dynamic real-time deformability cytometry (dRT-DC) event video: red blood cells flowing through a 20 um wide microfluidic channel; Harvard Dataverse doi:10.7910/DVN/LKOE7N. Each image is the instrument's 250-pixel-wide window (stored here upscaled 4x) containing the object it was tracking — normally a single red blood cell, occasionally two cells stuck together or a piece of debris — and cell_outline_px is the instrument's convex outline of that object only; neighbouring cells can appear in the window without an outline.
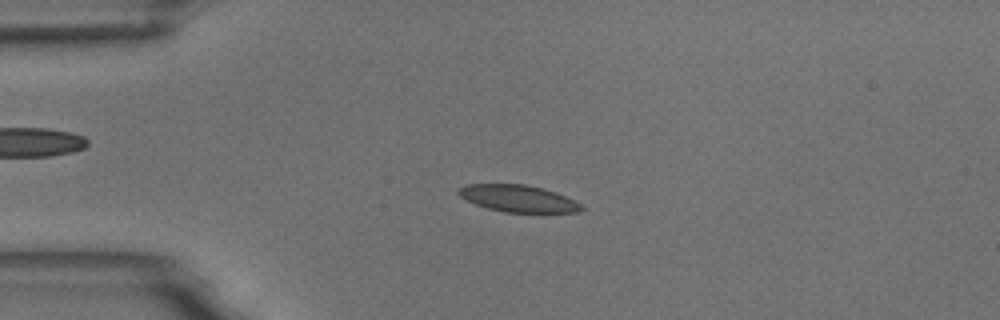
{"species": "common noctule bat (a hibernating species)", "species_latin": "Nyctalus noctula", "temperature_condition": "room temperature", "stored_images_in_passage": 55, "camera_frame_rate_fps": 3000, "um_per_image_px": 0.085, "animal": {"sex": "male", "body_mass_g": 18.8}, "frame": {"image": 1, "passage_image": 13, "time_ms": 4.0, "image_size_px": [1000, 320], "cell_outline_px": [[584, 208], [580, 212], [504, 212], [488, 208], [476, 204], [460, 196], [456, 192], [464, 184], [524, 184], [556, 192], [580, 204]], "centroid_in_image_um": [44.02, 16.87], "position_along_channel_um": 41.0, "area_um2": 18.96}}
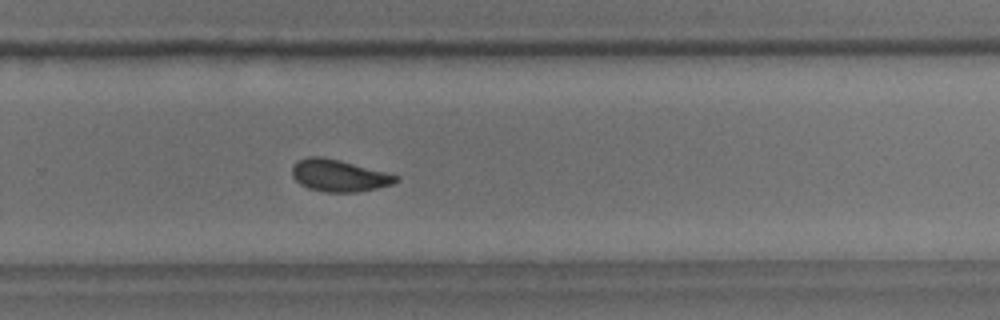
{"frame": {"image": 2, "passage_image": 36, "time_ms": 11.667, "image_size_px": [1000, 320], "cell_outline_px": [[400, 180], [392, 184], [360, 192], [324, 192], [308, 188], [300, 184], [292, 176], [292, 164], [308, 156], [320, 156], [340, 160], [400, 176]], "centroid_in_image_um": [28.8, 14.93], "position_along_channel_um": 301.0, "area_um2": 19.36}}
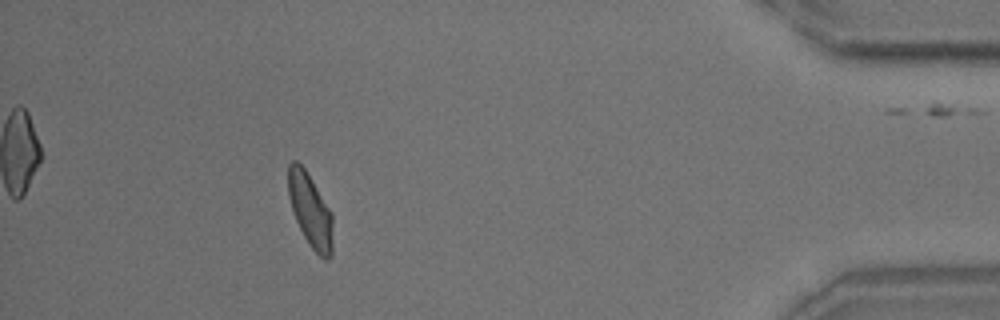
{"frame": {"image": 3, "passage_image": 49, "time_ms": 16.0, "image_size_px": [1000, 320], "cell_outline_px": [[332, 256], [328, 260], [324, 260], [308, 244], [296, 220], [288, 196], [288, 164], [292, 160], [296, 160], [304, 168], [332, 212]], "centroid_in_image_um": [26.38, 17.89], "position_along_channel_um": 408.8, "area_um2": 19.02}, "authors_computed_cell_mechanics": {"area_um2": 19.4786, "velocity_mm_per_s": 3.735, "shape_relaxation_time_tau1_ms": 4.7961, "shape_relaxation_time_tau2_ms": 1.7465, "deformation_change_tau1": 0.1251, "deformation_change_tau2": 0.0749}}